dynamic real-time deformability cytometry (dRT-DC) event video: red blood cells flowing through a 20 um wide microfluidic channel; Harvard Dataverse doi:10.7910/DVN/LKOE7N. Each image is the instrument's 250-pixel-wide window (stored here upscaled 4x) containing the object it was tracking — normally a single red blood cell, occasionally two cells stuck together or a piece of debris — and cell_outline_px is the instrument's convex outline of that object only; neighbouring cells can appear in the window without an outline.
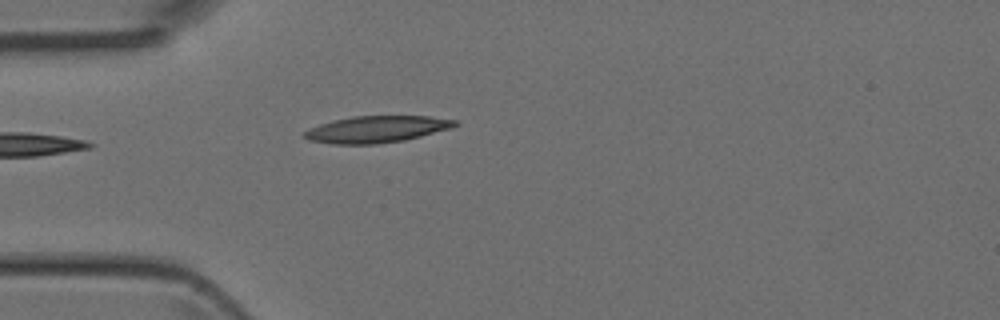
{"species": "Egyptian fruit bat (a non-hibernating species)", "species_latin": "Rousettus aegyptiacus", "temperature_condition": "room temperature", "stored_images_in_passage": 3, "camera_frame_rate_fps": 3000, "um_per_image_px": 0.085, "animal": {"sex": "female"}, "frame": {"image": 1, "passage_image": 3, "time_ms": 0.667, "image_size_px": [1000, 320], "cell_outline_px": [[460, 124], [452, 128], [404, 140], [376, 144], [332, 144], [308, 140], [300, 136], [304, 132], [320, 124], [332, 120], [352, 116], [428, 116], [456, 120]], "centroid_in_image_um": [32.0, 10.99], "position_along_channel_um": 53.0, "area_um2": 23.47}}